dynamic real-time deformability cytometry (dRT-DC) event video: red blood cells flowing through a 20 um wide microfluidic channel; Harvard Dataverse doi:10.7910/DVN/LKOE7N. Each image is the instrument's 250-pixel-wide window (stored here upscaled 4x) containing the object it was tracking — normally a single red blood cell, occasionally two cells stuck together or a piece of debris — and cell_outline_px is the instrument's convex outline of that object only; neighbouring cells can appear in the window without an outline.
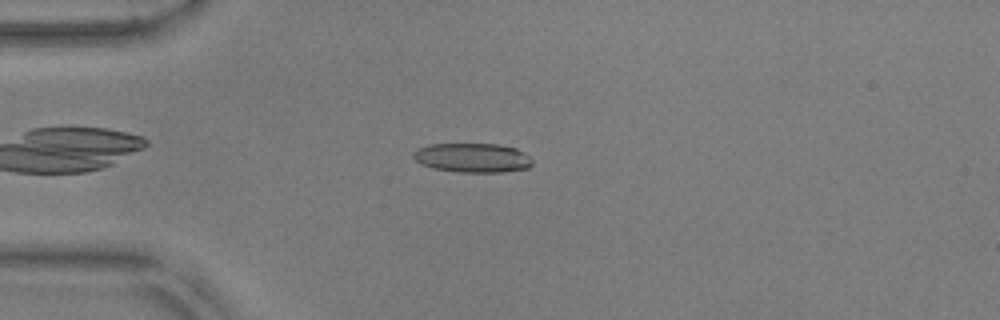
{"species": "common noctule bat (a hibernating species)", "species_latin": "Nyctalus noctula", "temperature_condition": "warm", "stored_images_in_passage": 44, "camera_frame_rate_fps": 3000, "um_per_image_px": 0.085, "animal": {"sex": "male", "body_mass_g": 17.9, "forearm_length_mm": 54.2}, "frame": {"image": 1, "passage_image": 5, "time_ms": 1.333, "image_size_px": [1000, 320], "cell_outline_px": [[532, 164], [528, 168], [504, 172], [456, 172], [432, 168], [420, 164], [412, 156], [412, 152], [416, 148], [428, 144], [496, 144], [516, 148], [528, 156], [532, 160]], "centroid_in_image_um": [40.11, 13.41], "position_along_channel_um": 44.9, "area_um2": 20.46}}
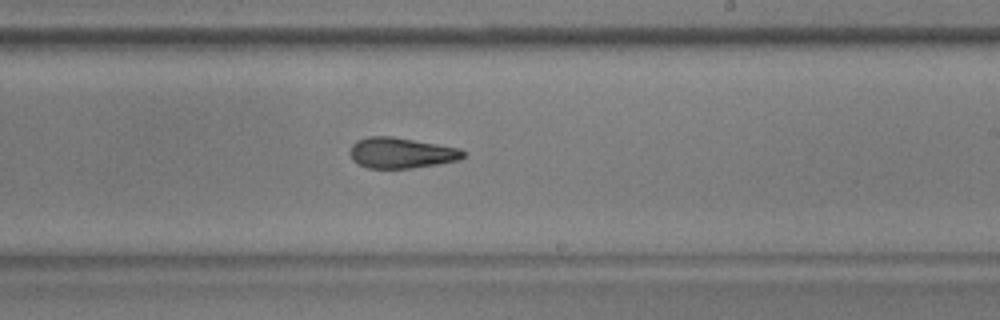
{"frame": {"image": 2, "passage_image": 23, "time_ms": 7.333, "image_size_px": [1000, 320], "cell_outline_px": [[464, 156], [460, 160], [412, 168], [368, 168], [352, 160], [348, 152], [352, 144], [356, 140], [368, 136], [392, 136], [460, 148], [464, 152]], "centroid_in_image_um": [34.07, 12.99], "position_along_channel_um": 254.9, "area_um2": 20.29}}
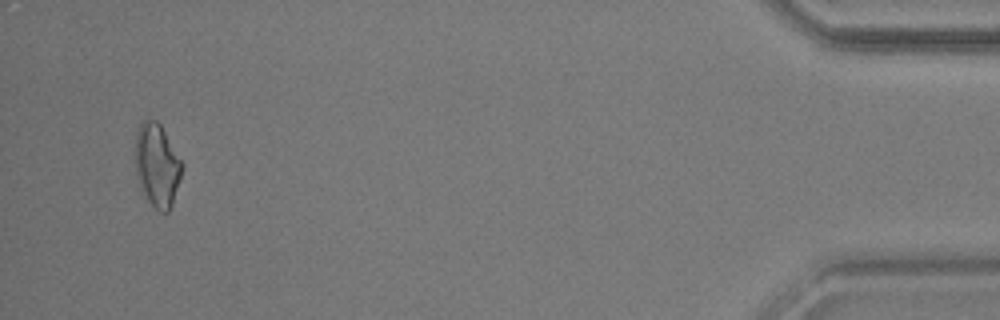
{"frame": {"image": 3, "passage_image": 42, "time_ms": 13.667, "image_size_px": [1000, 320], "cell_outline_px": [[184, 168], [172, 204], [168, 212], [160, 212], [144, 196], [136, 172], [136, 132], [140, 120], [148, 116], [156, 120], [160, 124], [184, 164]], "centroid_in_image_um": [13.36, 13.98], "position_along_channel_um": 421.8, "area_um2": 22.83}, "authors_computed_cell_mechanics": {"area_um2": 20.7502, "velocity_mm_per_s": 3.8336, "shape_relaxation_time_tau1_ms": null, "shape_relaxation_time_tau2_ms": 3.1529, "deformation_change_tau1": null, "deformation_change_tau2": 0.1234}}